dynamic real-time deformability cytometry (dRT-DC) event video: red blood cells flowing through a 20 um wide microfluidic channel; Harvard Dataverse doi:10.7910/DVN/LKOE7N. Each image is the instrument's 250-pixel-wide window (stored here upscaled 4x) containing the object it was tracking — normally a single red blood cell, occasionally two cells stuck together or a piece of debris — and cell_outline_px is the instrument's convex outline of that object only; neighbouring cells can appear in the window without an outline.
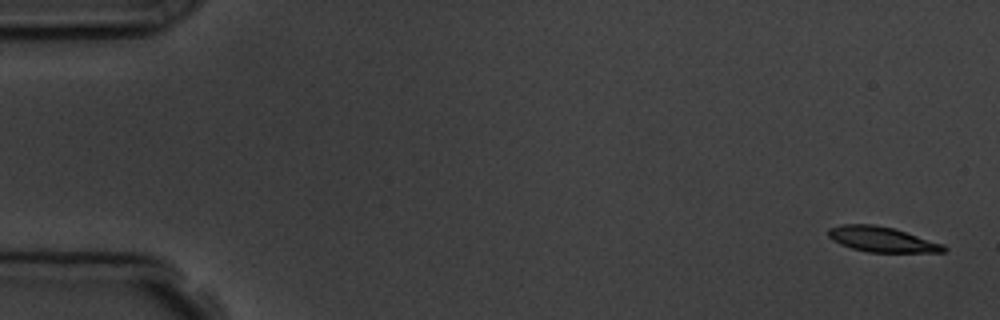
{"species": "common noctule bat (a hibernating species)", "species_latin": "Nyctalus noctula", "temperature_condition": "room temperature", "stored_images_in_passage": 4, "camera_frame_rate_fps": 3000, "um_per_image_px": 0.085, "animal": {"sex": "male", "body_mass_g": 19.5, "forearm_length_mm": 54.6}, "frame": {"image": 1, "passage_image": 1, "time_ms": 0.0, "image_size_px": [1000, 320], "cell_outline_px": [[948, 248], [944, 252], [868, 252], [852, 248], [840, 244], [832, 240], [828, 236], [828, 228], [840, 224], [872, 224], [892, 228], [944, 244]], "centroid_in_image_um": [74.94, 20.34], "position_along_channel_um": 10.1, "area_um2": 16.88}}
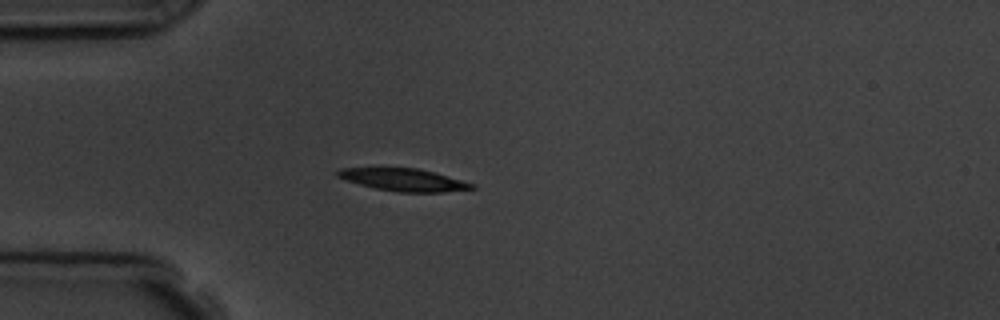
{"frame": {"image": 2, "passage_image": 4, "time_ms": 4.333, "image_size_px": [1000, 320], "cell_outline_px": [[476, 188], [444, 192], [396, 192], [376, 188], [360, 184], [336, 176], [336, 172], [340, 168], [416, 168], [436, 172], [476, 184]], "centroid_in_image_um": [34.37, 15.28], "position_along_channel_um": 50.6, "area_um2": 17.51}}